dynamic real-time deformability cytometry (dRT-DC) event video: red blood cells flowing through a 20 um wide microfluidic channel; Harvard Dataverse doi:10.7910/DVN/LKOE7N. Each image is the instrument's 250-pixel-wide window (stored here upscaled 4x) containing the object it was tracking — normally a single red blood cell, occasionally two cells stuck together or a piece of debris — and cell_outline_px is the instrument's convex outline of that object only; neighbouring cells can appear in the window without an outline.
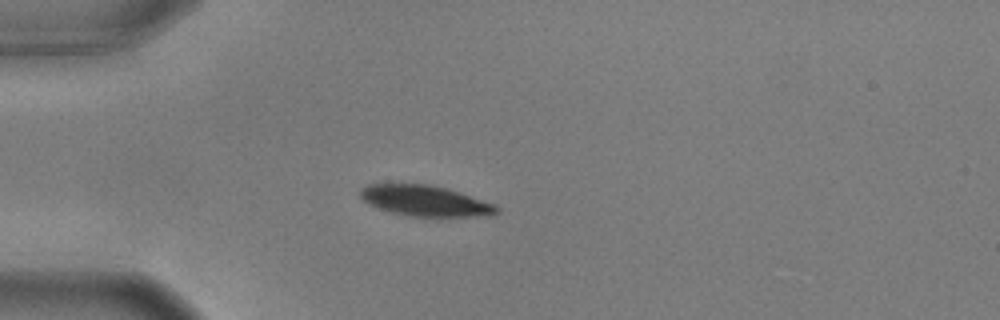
{"species": "common noctule bat (a hibernating species)", "species_latin": "Nyctalus noctula", "temperature_condition": "warm", "stored_images_in_passage": 42, "camera_frame_rate_fps": 3000, "um_per_image_px": 0.085, "animal": {"sex": "male", "body_mass_g": 17.9, "forearm_length_mm": 54.2}, "frame": {"image": 1, "passage_image": 1, "time_ms": 0.0, "image_size_px": [1000, 320], "cell_outline_px": [[500, 212], [476, 216], [412, 216], [392, 212], [368, 204], [360, 196], [360, 188], [368, 184], [428, 184], [460, 192], [492, 204], [500, 208]], "centroid_in_image_um": [36.09, 17.05], "position_along_channel_um": 48.9, "area_um2": 23.87}}
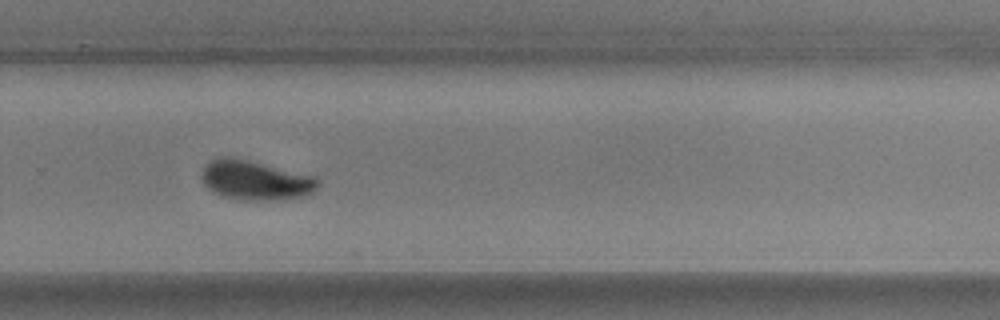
{"frame": {"image": 2, "passage_image": 24, "time_ms": 7.667, "image_size_px": [1000, 320], "cell_outline_px": [[320, 184], [312, 192], [304, 196], [276, 200], [240, 200], [224, 196], [212, 192], [204, 184], [200, 176], [200, 172], [204, 164], [212, 160], [224, 156], [232, 156], [316, 176]], "centroid_in_image_um": [21.68, 15.31], "position_along_channel_um": 308.1, "area_um2": 27.05}}
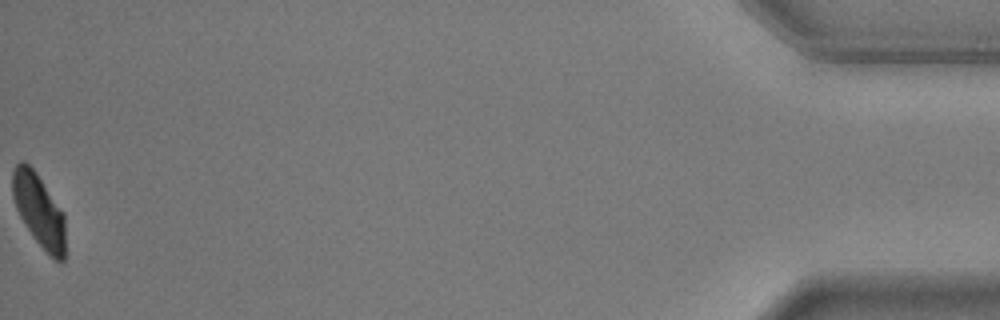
{"frame": {"image": 3, "passage_image": 42, "time_ms": 13.667, "image_size_px": [1000, 320], "cell_outline_px": [[64, 260], [60, 264], [32, 236], [20, 216], [16, 208], [12, 196], [12, 172], [16, 164], [20, 160], [24, 160], [36, 172], [64, 212]], "centroid_in_image_um": [3.29, 17.83], "position_along_channel_um": 431.9, "area_um2": 22.31}, "authors_computed_cell_mechanics": {"area_um2": 26.299, "velocity_mm_per_s": 3.6014, "shape_relaxation_time_tau1_ms": 2.5975, "shape_relaxation_time_tau2_ms": 1.6783, "deformation_change_tau1": 0.1315, "deformation_change_tau2": 0.0385}}